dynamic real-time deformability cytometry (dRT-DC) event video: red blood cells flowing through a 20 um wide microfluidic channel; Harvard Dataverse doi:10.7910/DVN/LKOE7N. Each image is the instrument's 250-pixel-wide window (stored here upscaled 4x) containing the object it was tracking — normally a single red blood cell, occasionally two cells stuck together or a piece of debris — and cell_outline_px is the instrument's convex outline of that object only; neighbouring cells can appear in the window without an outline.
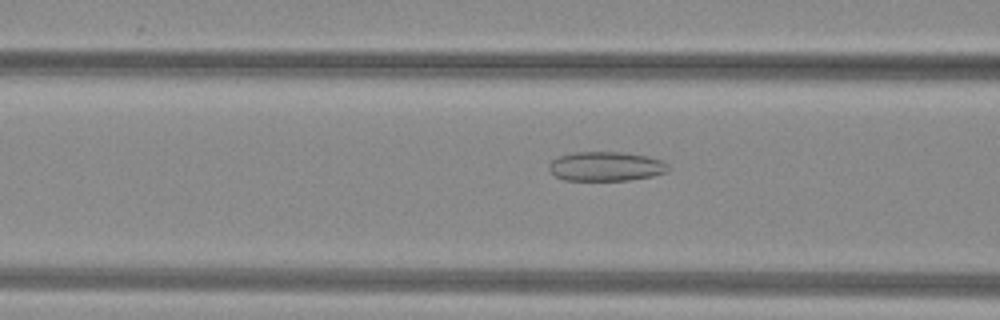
{"species": "common noctule bat (a hibernating species)", "species_latin": "Nyctalus noctula", "temperature_condition": "warm", "stored_images_in_passage": 52, "camera_frame_rate_fps": 3000, "um_per_image_px": 0.085, "animal": {"sex": "female", "body_mass_g": 29.2, "forearm_length_mm": 56.3}, "frame": {"image": 1, "passage_image": 22, "time_ms": 7.0, "image_size_px": [1000, 320], "cell_outline_px": [[668, 172], [652, 176], [628, 180], [564, 180], [556, 176], [548, 168], [548, 164], [552, 160], [560, 156], [572, 152], [624, 152], [648, 156], [660, 160], [668, 164]], "centroid_in_image_um": [51.5, 14.13], "position_along_channel_um": 115.1, "area_um2": 20.4}}
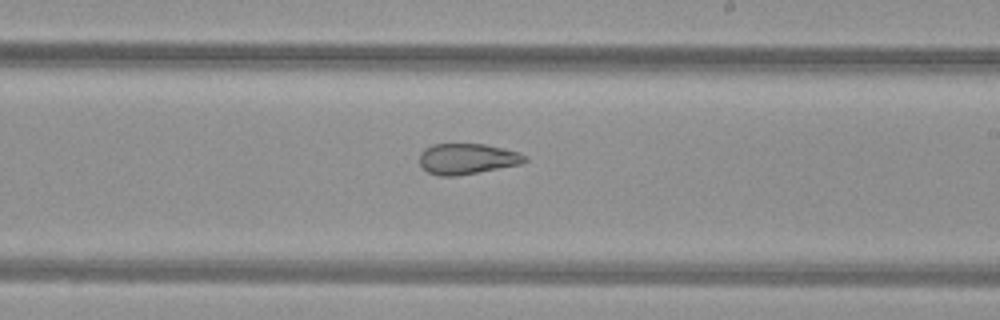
{"frame": {"image": 2, "passage_image": 32, "time_ms": 10.333, "image_size_px": [1000, 320], "cell_outline_px": [[528, 160], [520, 164], [456, 176], [440, 176], [428, 172], [420, 164], [420, 152], [424, 148], [432, 144], [484, 144], [504, 148], [520, 152], [528, 156]], "centroid_in_image_um": [39.72, 13.49], "position_along_channel_um": 249.3, "area_um2": 18.9}}
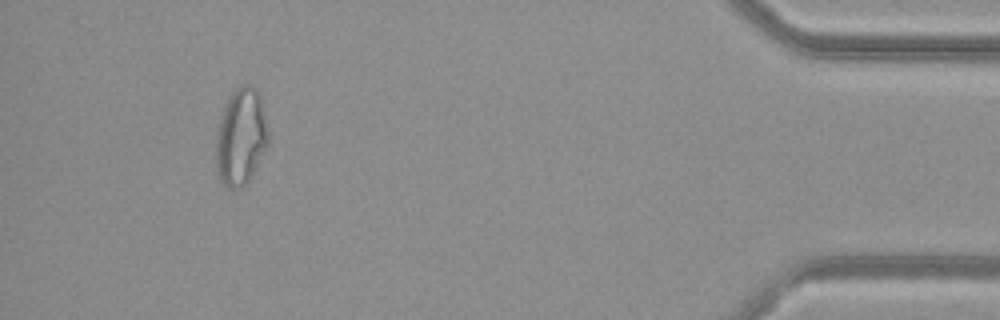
{"frame": {"image": 3, "passage_image": 49, "time_ms": 16.0, "image_size_px": [1000, 320], "cell_outline_px": [[268, 144], [248, 180], [240, 188], [228, 188], [216, 176], [216, 132], [224, 104], [228, 96], [240, 84], [252, 84], [260, 92], [268, 132]], "centroid_in_image_um": [20.45, 11.58], "position_along_channel_um": 414.7, "area_um2": 29.77}, "authors_computed_cell_mechanics": {"area_um2": 25.2586, "velocity_mm_per_s": 4.0224, "shape_relaxation_time_tau1_ms": null, "shape_relaxation_time_tau2_ms": 1.9188, "deformation_change_tau1": null, "deformation_change_tau2": 0.087}}